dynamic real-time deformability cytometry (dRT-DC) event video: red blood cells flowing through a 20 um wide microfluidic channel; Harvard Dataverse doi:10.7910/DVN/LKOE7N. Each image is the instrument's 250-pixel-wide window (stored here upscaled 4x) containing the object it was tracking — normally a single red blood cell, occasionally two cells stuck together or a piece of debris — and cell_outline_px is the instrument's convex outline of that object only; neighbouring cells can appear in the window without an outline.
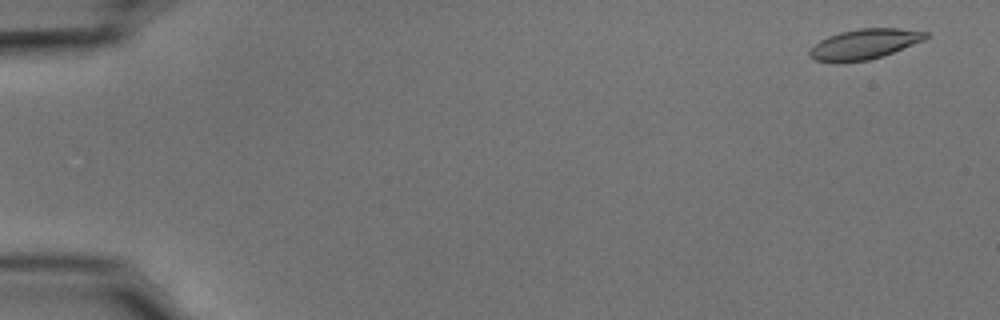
{"species": "common noctule bat (a hibernating species)", "species_latin": "Nyctalus noctula", "temperature_condition": "cold", "stored_images_in_passage": 55, "camera_frame_rate_fps": 3000, "um_per_image_px": 0.085, "animal": {"sex": "male", "body_mass_g": 15.6}, "frame": {"image": 1, "passage_image": 3, "time_ms": 0.667, "image_size_px": [1000, 320], "cell_outline_px": [[932, 36], [924, 40], [892, 52], [868, 60], [840, 64], [836, 64], [816, 60], [808, 56], [808, 52], [820, 40], [828, 36], [840, 32], [860, 28], [900, 28], [928, 32]], "centroid_in_image_um": [73.46, 3.76], "position_along_channel_um": 11.5, "area_um2": 20.63}}
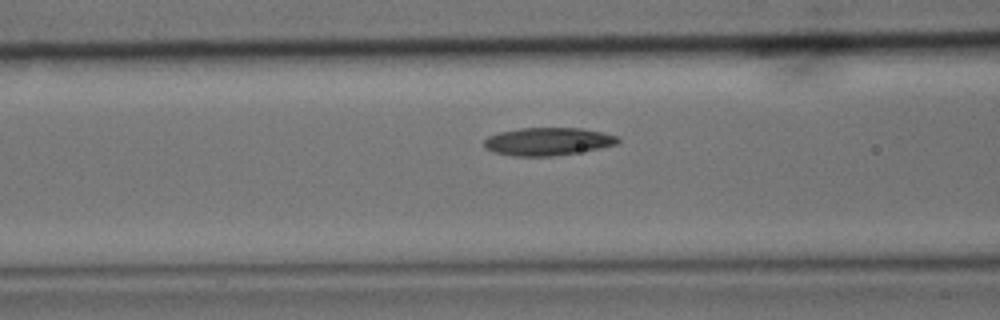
{"frame": {"image": 2, "passage_image": 23, "time_ms": 7.333, "image_size_px": [1000, 320], "cell_outline_px": [[620, 140], [616, 144], [600, 148], [552, 156], [512, 156], [496, 152], [484, 148], [484, 140], [488, 136], [500, 132], [520, 128], [580, 128], [604, 132], [616, 136]], "centroid_in_image_um": [46.55, 12.02], "position_along_channel_um": 120.1, "area_um2": 21.56}}
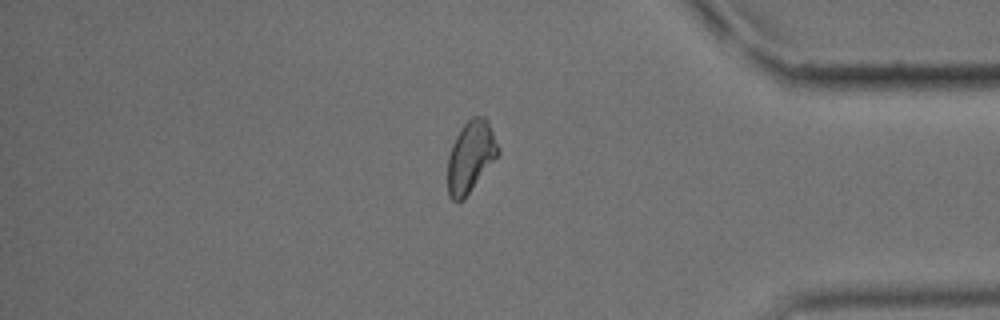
{"frame": {"image": 3, "passage_image": 47, "time_ms": 15.333, "image_size_px": [1000, 320], "cell_outline_px": [[500, 152], [464, 200], [452, 200], [448, 196], [448, 156], [452, 144], [460, 128], [472, 116], [484, 116], [488, 120], [500, 148]], "centroid_in_image_um": [40.01, 13.3], "position_along_channel_um": 395.2, "area_um2": 20.98}, "authors_computed_cell_mechanics": {"area_um2": 21.097, "velocity_mm_per_s": 3.7163, "shape_relaxation_time_tau1_ms": 3.8733, "shape_relaxation_time_tau2_ms": 4.7126, "deformation_change_tau1": 0.145, "deformation_change_tau2": 0.1219}}